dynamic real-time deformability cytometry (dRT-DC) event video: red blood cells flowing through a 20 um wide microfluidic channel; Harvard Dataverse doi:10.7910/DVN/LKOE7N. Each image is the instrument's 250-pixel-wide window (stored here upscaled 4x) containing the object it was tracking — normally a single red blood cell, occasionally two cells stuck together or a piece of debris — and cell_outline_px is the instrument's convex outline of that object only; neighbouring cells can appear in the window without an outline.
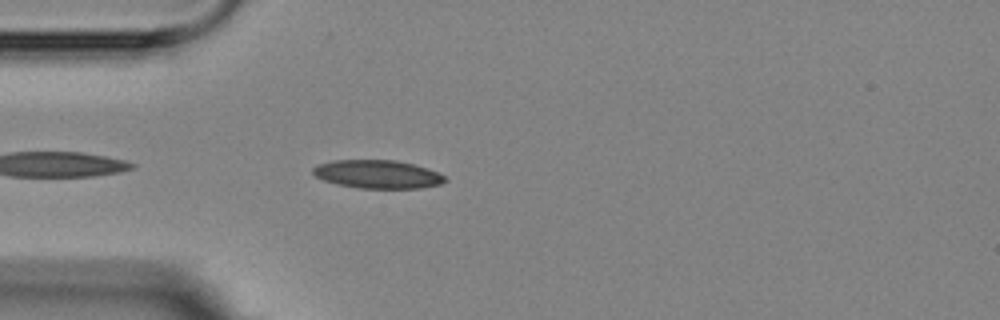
{"species": "Egyptian fruit bat (a non-hibernating species)", "species_latin": "Rousettus aegyptiacus", "temperature_condition": "room temperature", "stored_images_in_passage": 4, "camera_frame_rate_fps": 3000, "um_per_image_px": 0.085, "animal": {"sex": "female"}, "frame": {"image": 1, "passage_image": 4, "time_ms": 3.667, "image_size_px": [1000, 320], "cell_outline_px": [[448, 180], [440, 184], [420, 188], [360, 188], [340, 184], [324, 180], [316, 176], [312, 172], [312, 168], [316, 164], [336, 160], [396, 160], [428, 168], [444, 176]], "centroid_in_image_um": [32.09, 14.8], "position_along_channel_um": 52.9, "area_um2": 21.62}}